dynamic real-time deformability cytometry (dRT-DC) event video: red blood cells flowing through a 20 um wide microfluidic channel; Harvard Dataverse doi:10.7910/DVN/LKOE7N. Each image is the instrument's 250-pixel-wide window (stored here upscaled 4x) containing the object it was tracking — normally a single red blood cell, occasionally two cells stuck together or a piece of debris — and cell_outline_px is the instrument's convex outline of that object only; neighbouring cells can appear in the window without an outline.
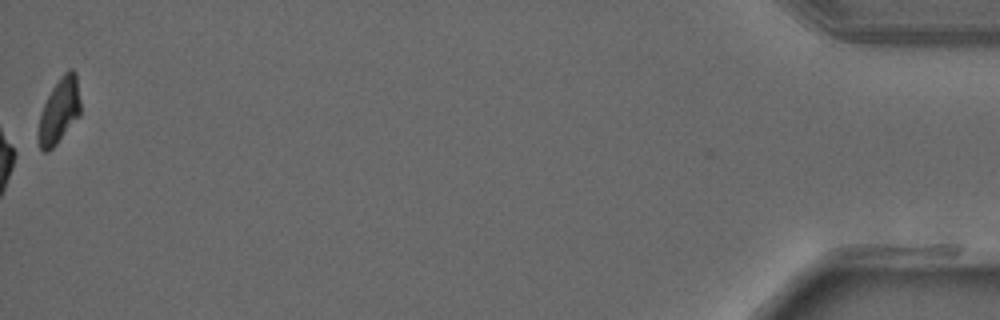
{"species": "common noctule bat (a hibernating species)", "species_latin": "Nyctalus noctula", "temperature_condition": "warm", "stored_images_in_passage": 33, "camera_frame_rate_fps": 3000, "um_per_image_px": 0.085, "animal": {"sex": "male", "forearm_length_mm": 52.5}, "frame": {"image": 1, "passage_image": 33, "time_ms": 10.667, "image_size_px": [1000, 320], "cell_outline_px": [[80, 116], [56, 144], [48, 152], [44, 152], [40, 148], [36, 136], [36, 132], [40, 112], [52, 88], [60, 76], [68, 68], [72, 68], [76, 72], [80, 100]], "centroid_in_image_um": [5.01, 9.42], "position_along_channel_um": 430.2, "area_um2": 16.36}}